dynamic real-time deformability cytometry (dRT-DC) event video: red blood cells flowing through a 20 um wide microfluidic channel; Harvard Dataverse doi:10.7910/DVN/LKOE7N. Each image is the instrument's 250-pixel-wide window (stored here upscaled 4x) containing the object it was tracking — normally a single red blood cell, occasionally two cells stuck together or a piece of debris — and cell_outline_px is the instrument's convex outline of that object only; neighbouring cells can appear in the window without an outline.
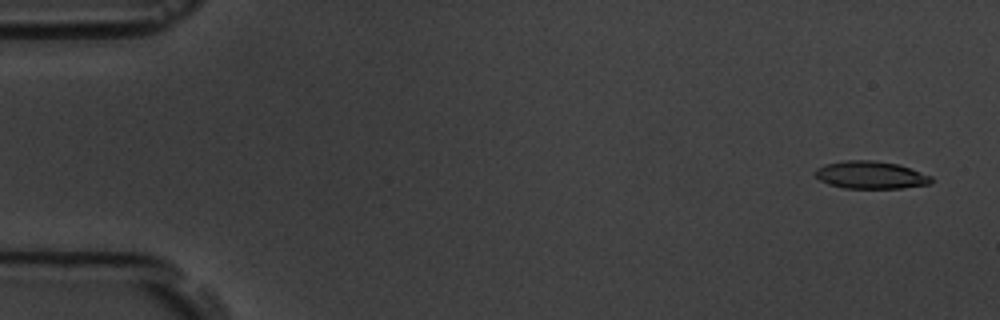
{"species": "common noctule bat (a hibernating species)", "species_latin": "Nyctalus noctula", "temperature_condition": "room temperature", "stored_images_in_passage": 57, "camera_frame_rate_fps": 3000, "um_per_image_px": 0.085, "animal": {"sex": "male", "body_mass_g": 19.5, "forearm_length_mm": 54.6}, "frame": {"image": 1, "passage_image": 3, "time_ms": 0.667, "image_size_px": [1000, 320], "cell_outline_px": [[932, 180], [928, 184], [904, 188], [844, 188], [828, 184], [820, 180], [812, 172], [816, 168], [824, 164], [844, 160], [872, 160], [896, 164], [932, 176]], "centroid_in_image_um": [73.94, 14.87], "position_along_channel_um": 11.1, "area_um2": 18.61}}
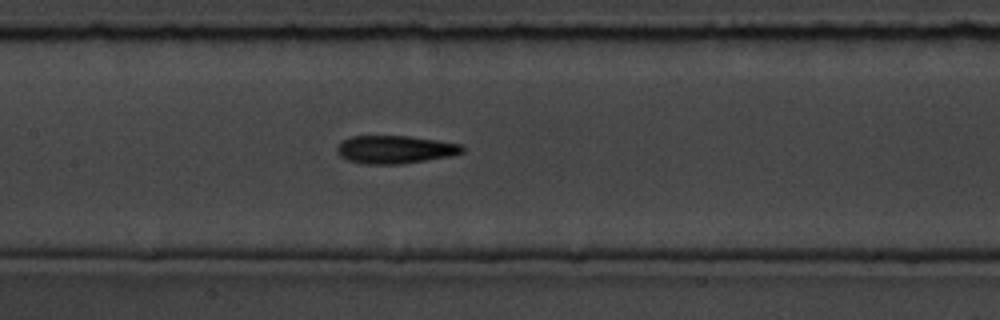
{"frame": {"image": 2, "passage_image": 27, "time_ms": 8.667, "image_size_px": [1000, 320], "cell_outline_px": [[464, 152], [452, 156], [404, 164], [364, 164], [348, 160], [340, 156], [336, 152], [336, 148], [344, 140], [352, 136], [408, 136], [436, 140], [460, 144], [464, 148]], "centroid_in_image_um": [33.59, 12.72], "position_along_channel_um": 173.8, "area_um2": 20.46}}
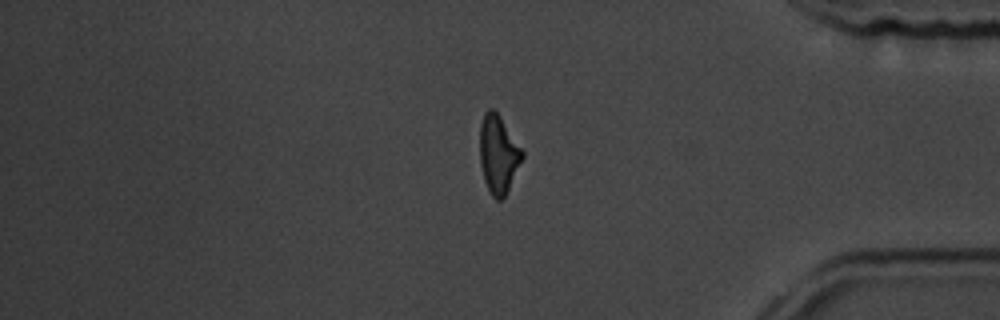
{"frame": {"image": 3, "passage_image": 47, "time_ms": 15.333, "image_size_px": [1000, 320], "cell_outline_px": [[524, 156], [504, 196], [500, 200], [496, 200], [492, 196], [484, 180], [480, 164], [480, 124], [484, 112], [488, 108], [492, 108], [500, 116], [524, 152]], "centroid_in_image_um": [42.34, 13.08], "position_along_channel_um": 392.9, "area_um2": 19.07}, "authors_computed_cell_mechanics": {"area_um2": 19.5942, "velocity_mm_per_s": 3.6708, "shape_relaxation_time_tau1_ms": 3.7465, "shape_relaxation_time_tau2_ms": 2.5973, "deformation_change_tau1": 0.1525, "deformation_change_tau2": 0.1114}}